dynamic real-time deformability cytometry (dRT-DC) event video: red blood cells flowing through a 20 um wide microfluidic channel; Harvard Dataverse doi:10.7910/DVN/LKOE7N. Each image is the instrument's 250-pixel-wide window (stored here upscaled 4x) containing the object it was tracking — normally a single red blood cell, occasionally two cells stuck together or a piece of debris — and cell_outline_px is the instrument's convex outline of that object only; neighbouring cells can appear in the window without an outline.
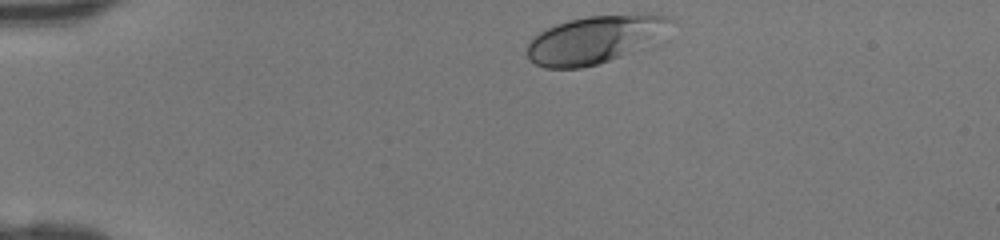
{"species": "human", "species_latin": "Homo sapiens", "temperature_condition": "room temperature", "stored_images_in_passage": 32, "camera_frame_rate_fps": 3000, "um_per_image_px": 0.085, "donor": {"sex": "female"}, "frame": {"image": 1, "passage_image": 1, "time_ms": 0.0, "image_size_px": [1000, 240], "cell_outline_px": [[676, 20], [668, 40], [664, 44], [596, 64], [580, 68], [544, 68], [536, 64], [528, 56], [528, 40], [532, 36], [556, 24], [568, 20], [588, 16], [644, 12], [648, 12], [672, 16]], "centroid_in_image_um": [50.87, 3.32], "position_along_channel_um": 34.1, "area_um2": 42.31}}
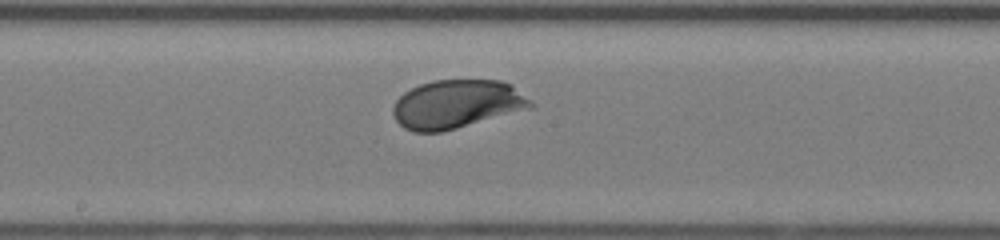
{"frame": {"image": 2, "passage_image": 17, "time_ms": 5.333, "image_size_px": [1000, 240], "cell_outline_px": [[536, 104], [532, 108], [456, 128], [440, 132], [412, 132], [404, 128], [396, 120], [392, 112], [392, 108], [396, 100], [404, 92], [420, 84], [432, 80], [500, 80], [512, 84], [532, 100]], "centroid_in_image_um": [38.85, 8.84], "position_along_channel_um": 209.4, "area_um2": 39.13}}
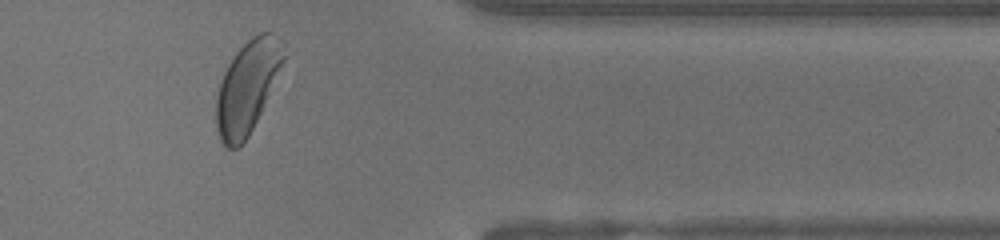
{"frame": {"image": 3, "passage_image": 30, "time_ms": 9.667, "image_size_px": [1000, 240], "cell_outline_px": [[288, 56], [248, 136], [236, 148], [228, 148], [220, 140], [216, 128], [216, 96], [220, 80], [228, 64], [236, 52], [252, 36], [260, 32], [272, 32], [284, 44]], "centroid_in_image_um": [21.04, 7.34], "position_along_channel_um": 390.4, "area_um2": 36.18}}